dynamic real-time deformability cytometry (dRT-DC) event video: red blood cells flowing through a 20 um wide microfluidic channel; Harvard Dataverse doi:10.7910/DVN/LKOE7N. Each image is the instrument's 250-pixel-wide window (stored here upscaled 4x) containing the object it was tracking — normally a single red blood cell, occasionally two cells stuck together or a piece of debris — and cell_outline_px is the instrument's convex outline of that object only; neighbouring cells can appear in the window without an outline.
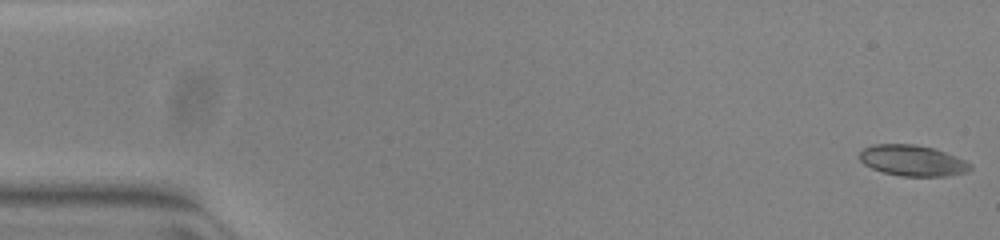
{"species": "common noctule bat (a hibernating species)", "species_latin": "Nyctalus noctula", "temperature_condition": "warm", "stored_images_in_passage": 53, "camera_frame_rate_fps": 3000, "um_per_image_px": 0.085, "animal": {"sex": "female", "body_mass_g": 23.0, "forearm_length_mm": 53.4}, "frame": {"image": 1, "passage_image": 1, "time_ms": 0.0, "image_size_px": [1000, 240], "cell_outline_px": [[972, 168], [968, 172], [948, 176], [900, 176], [884, 172], [872, 168], [864, 164], [860, 160], [860, 152], [864, 148], [872, 144], [912, 144], [932, 148], [956, 156], [972, 164]], "centroid_in_image_um": [77.58, 13.65], "position_along_channel_um": 7.4, "area_um2": 19.88}}
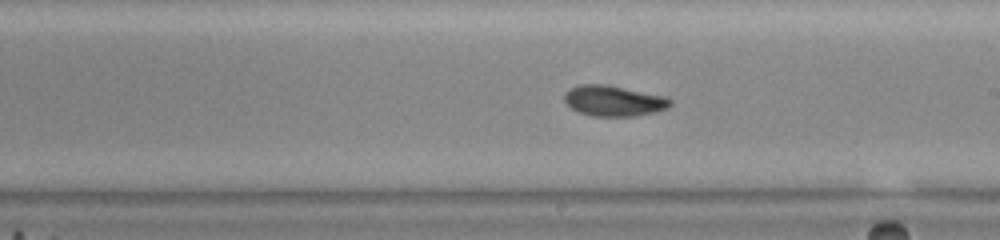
{"frame": {"image": 2, "passage_image": 30, "time_ms": 9.667, "image_size_px": [1000, 240], "cell_outline_px": [[672, 104], [668, 108], [656, 112], [636, 116], [592, 116], [580, 112], [572, 108], [564, 100], [564, 96], [572, 88], [580, 84], [608, 84], [668, 96], [672, 100]], "centroid_in_image_um": [52.25, 8.56], "position_along_channel_um": 236.7, "area_um2": 19.07}}
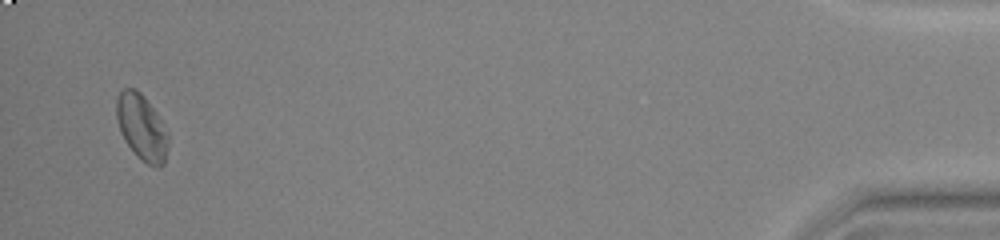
{"frame": {"image": 3, "passage_image": 51, "time_ms": 16.667, "image_size_px": [1000, 240], "cell_outline_px": [[168, 148], [164, 164], [160, 168], [156, 168], [140, 160], [136, 156], [120, 132], [116, 116], [116, 100], [120, 92], [124, 88], [136, 88], [144, 96], [156, 112], [168, 132]], "centroid_in_image_um": [12.06, 10.84], "position_along_channel_um": 423.1, "area_um2": 20.0}, "authors_computed_cell_mechanics": {"area_um2": 19.1318, "velocity_mm_per_s": 3.8929, "shape_relaxation_time_tau1_ms": 3.5373, "shape_relaxation_time_tau2_ms": 2.4753, "deformation_change_tau1": 0.1207, "deformation_change_tau2": 0.0645}}